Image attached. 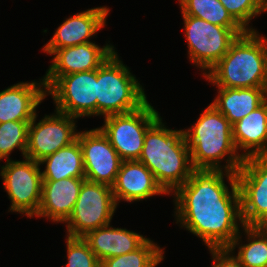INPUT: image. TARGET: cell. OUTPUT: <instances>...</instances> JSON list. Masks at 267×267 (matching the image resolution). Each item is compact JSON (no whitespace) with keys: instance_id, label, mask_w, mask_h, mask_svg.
<instances>
[{"instance_id":"277c9868","label":"cell","mask_w":267,"mask_h":267,"mask_svg":"<svg viewBox=\"0 0 267 267\" xmlns=\"http://www.w3.org/2000/svg\"><path fill=\"white\" fill-rule=\"evenodd\" d=\"M221 88H267V39L246 31L204 75Z\"/></svg>"},{"instance_id":"83f0119b","label":"cell","mask_w":267,"mask_h":267,"mask_svg":"<svg viewBox=\"0 0 267 267\" xmlns=\"http://www.w3.org/2000/svg\"><path fill=\"white\" fill-rule=\"evenodd\" d=\"M231 16L247 31H255L248 27L253 17L264 12L262 0H219ZM247 26V27H246Z\"/></svg>"},{"instance_id":"5bb4252c","label":"cell","mask_w":267,"mask_h":267,"mask_svg":"<svg viewBox=\"0 0 267 267\" xmlns=\"http://www.w3.org/2000/svg\"><path fill=\"white\" fill-rule=\"evenodd\" d=\"M115 51L114 46L104 47L93 42L55 50L51 65L43 78L47 89L58 77L76 72L92 71L99 68Z\"/></svg>"},{"instance_id":"7a4b0ae2","label":"cell","mask_w":267,"mask_h":267,"mask_svg":"<svg viewBox=\"0 0 267 267\" xmlns=\"http://www.w3.org/2000/svg\"><path fill=\"white\" fill-rule=\"evenodd\" d=\"M138 161L168 195L187 182L194 170L183 130L167 129L161 117L147 129Z\"/></svg>"},{"instance_id":"44dd1931","label":"cell","mask_w":267,"mask_h":267,"mask_svg":"<svg viewBox=\"0 0 267 267\" xmlns=\"http://www.w3.org/2000/svg\"><path fill=\"white\" fill-rule=\"evenodd\" d=\"M218 88L211 103L233 125L267 100V88Z\"/></svg>"},{"instance_id":"f546056e","label":"cell","mask_w":267,"mask_h":267,"mask_svg":"<svg viewBox=\"0 0 267 267\" xmlns=\"http://www.w3.org/2000/svg\"><path fill=\"white\" fill-rule=\"evenodd\" d=\"M263 2V8H264V12L267 11V0H262Z\"/></svg>"},{"instance_id":"4fadbf2b","label":"cell","mask_w":267,"mask_h":267,"mask_svg":"<svg viewBox=\"0 0 267 267\" xmlns=\"http://www.w3.org/2000/svg\"><path fill=\"white\" fill-rule=\"evenodd\" d=\"M77 139L83 153L85 179L113 186L123 160L99 129L78 132Z\"/></svg>"},{"instance_id":"cb8c5ba5","label":"cell","mask_w":267,"mask_h":267,"mask_svg":"<svg viewBox=\"0 0 267 267\" xmlns=\"http://www.w3.org/2000/svg\"><path fill=\"white\" fill-rule=\"evenodd\" d=\"M164 251L149 238L135 251L107 258L100 267H156L164 258Z\"/></svg>"},{"instance_id":"e0dca14e","label":"cell","mask_w":267,"mask_h":267,"mask_svg":"<svg viewBox=\"0 0 267 267\" xmlns=\"http://www.w3.org/2000/svg\"><path fill=\"white\" fill-rule=\"evenodd\" d=\"M42 87V88H41ZM44 81L20 82L0 92V123L32 121L36 107L45 99Z\"/></svg>"},{"instance_id":"5b68a950","label":"cell","mask_w":267,"mask_h":267,"mask_svg":"<svg viewBox=\"0 0 267 267\" xmlns=\"http://www.w3.org/2000/svg\"><path fill=\"white\" fill-rule=\"evenodd\" d=\"M97 116L124 114L142 107L148 100L129 68L113 52L97 68Z\"/></svg>"},{"instance_id":"7402d4cb","label":"cell","mask_w":267,"mask_h":267,"mask_svg":"<svg viewBox=\"0 0 267 267\" xmlns=\"http://www.w3.org/2000/svg\"><path fill=\"white\" fill-rule=\"evenodd\" d=\"M46 164L41 172L42 181H58L65 178H85L82 148L78 139L39 161Z\"/></svg>"},{"instance_id":"30bf717a","label":"cell","mask_w":267,"mask_h":267,"mask_svg":"<svg viewBox=\"0 0 267 267\" xmlns=\"http://www.w3.org/2000/svg\"><path fill=\"white\" fill-rule=\"evenodd\" d=\"M0 176L11 200L9 211L27 217L37 214L42 193V175L39 162L26 158L23 161L8 160L1 166Z\"/></svg>"},{"instance_id":"9c48e42d","label":"cell","mask_w":267,"mask_h":267,"mask_svg":"<svg viewBox=\"0 0 267 267\" xmlns=\"http://www.w3.org/2000/svg\"><path fill=\"white\" fill-rule=\"evenodd\" d=\"M236 177L244 226L267 228V154L245 158Z\"/></svg>"},{"instance_id":"8fae6325","label":"cell","mask_w":267,"mask_h":267,"mask_svg":"<svg viewBox=\"0 0 267 267\" xmlns=\"http://www.w3.org/2000/svg\"><path fill=\"white\" fill-rule=\"evenodd\" d=\"M60 113L75 118L97 116V69L58 77L47 89Z\"/></svg>"},{"instance_id":"ac0fdd59","label":"cell","mask_w":267,"mask_h":267,"mask_svg":"<svg viewBox=\"0 0 267 267\" xmlns=\"http://www.w3.org/2000/svg\"><path fill=\"white\" fill-rule=\"evenodd\" d=\"M85 178L42 181L41 202L36 217L65 223L71 215Z\"/></svg>"},{"instance_id":"2e32d148","label":"cell","mask_w":267,"mask_h":267,"mask_svg":"<svg viewBox=\"0 0 267 267\" xmlns=\"http://www.w3.org/2000/svg\"><path fill=\"white\" fill-rule=\"evenodd\" d=\"M112 191L117 205L120 200L131 203L167 194L157 183L153 173L138 160L122 162Z\"/></svg>"},{"instance_id":"484cf974","label":"cell","mask_w":267,"mask_h":267,"mask_svg":"<svg viewBox=\"0 0 267 267\" xmlns=\"http://www.w3.org/2000/svg\"><path fill=\"white\" fill-rule=\"evenodd\" d=\"M31 121H9L0 123V160H10L9 154L18 148L25 158L28 130Z\"/></svg>"},{"instance_id":"3957f363","label":"cell","mask_w":267,"mask_h":267,"mask_svg":"<svg viewBox=\"0 0 267 267\" xmlns=\"http://www.w3.org/2000/svg\"><path fill=\"white\" fill-rule=\"evenodd\" d=\"M183 133L194 169L225 168L226 172L236 173L243 164L244 158L238 154L233 141L232 124L212 104L200 114L197 122L187 130L184 129ZM226 156L227 164L222 167L221 160Z\"/></svg>"},{"instance_id":"f1b7e54d","label":"cell","mask_w":267,"mask_h":267,"mask_svg":"<svg viewBox=\"0 0 267 267\" xmlns=\"http://www.w3.org/2000/svg\"><path fill=\"white\" fill-rule=\"evenodd\" d=\"M209 251L213 256L212 267H244L229 248H209Z\"/></svg>"},{"instance_id":"ffe728a7","label":"cell","mask_w":267,"mask_h":267,"mask_svg":"<svg viewBox=\"0 0 267 267\" xmlns=\"http://www.w3.org/2000/svg\"><path fill=\"white\" fill-rule=\"evenodd\" d=\"M233 141L243 158L267 154V100L232 125Z\"/></svg>"},{"instance_id":"4316f807","label":"cell","mask_w":267,"mask_h":267,"mask_svg":"<svg viewBox=\"0 0 267 267\" xmlns=\"http://www.w3.org/2000/svg\"><path fill=\"white\" fill-rule=\"evenodd\" d=\"M66 243V267H100L101 263L83 237L67 236Z\"/></svg>"},{"instance_id":"9a60e30c","label":"cell","mask_w":267,"mask_h":267,"mask_svg":"<svg viewBox=\"0 0 267 267\" xmlns=\"http://www.w3.org/2000/svg\"><path fill=\"white\" fill-rule=\"evenodd\" d=\"M107 7H95L67 18L44 45L43 51L51 55L55 50L91 42L94 36L106 25Z\"/></svg>"},{"instance_id":"d4e9b609","label":"cell","mask_w":267,"mask_h":267,"mask_svg":"<svg viewBox=\"0 0 267 267\" xmlns=\"http://www.w3.org/2000/svg\"><path fill=\"white\" fill-rule=\"evenodd\" d=\"M248 243L240 244L237 258L244 267H267V228L243 226Z\"/></svg>"},{"instance_id":"603a6c76","label":"cell","mask_w":267,"mask_h":267,"mask_svg":"<svg viewBox=\"0 0 267 267\" xmlns=\"http://www.w3.org/2000/svg\"><path fill=\"white\" fill-rule=\"evenodd\" d=\"M182 16H195L226 28H243L219 0H178Z\"/></svg>"},{"instance_id":"7c38bea8","label":"cell","mask_w":267,"mask_h":267,"mask_svg":"<svg viewBox=\"0 0 267 267\" xmlns=\"http://www.w3.org/2000/svg\"><path fill=\"white\" fill-rule=\"evenodd\" d=\"M36 124L37 113L30 122L25 157L39 162L77 139L75 117L55 111Z\"/></svg>"},{"instance_id":"8992f818","label":"cell","mask_w":267,"mask_h":267,"mask_svg":"<svg viewBox=\"0 0 267 267\" xmlns=\"http://www.w3.org/2000/svg\"><path fill=\"white\" fill-rule=\"evenodd\" d=\"M189 59L206 75L227 52L231 43L247 30L211 24L195 16H183Z\"/></svg>"},{"instance_id":"d6986e66","label":"cell","mask_w":267,"mask_h":267,"mask_svg":"<svg viewBox=\"0 0 267 267\" xmlns=\"http://www.w3.org/2000/svg\"><path fill=\"white\" fill-rule=\"evenodd\" d=\"M83 239L99 262L138 249L148 238L127 229L112 228L110 224L89 231Z\"/></svg>"},{"instance_id":"ba28073f","label":"cell","mask_w":267,"mask_h":267,"mask_svg":"<svg viewBox=\"0 0 267 267\" xmlns=\"http://www.w3.org/2000/svg\"><path fill=\"white\" fill-rule=\"evenodd\" d=\"M117 203L112 187L85 180L67 223V236L84 237L89 231L110 224Z\"/></svg>"},{"instance_id":"6da1fadb","label":"cell","mask_w":267,"mask_h":267,"mask_svg":"<svg viewBox=\"0 0 267 267\" xmlns=\"http://www.w3.org/2000/svg\"><path fill=\"white\" fill-rule=\"evenodd\" d=\"M224 176L230 182L231 191ZM173 193L176 223L201 238L208 249L229 248L233 252L239 246L241 235L237 221L242 227L244 224L236 173L194 169L188 181Z\"/></svg>"},{"instance_id":"52a82bcc","label":"cell","mask_w":267,"mask_h":267,"mask_svg":"<svg viewBox=\"0 0 267 267\" xmlns=\"http://www.w3.org/2000/svg\"><path fill=\"white\" fill-rule=\"evenodd\" d=\"M159 117L158 111L147 101L135 111L106 116L99 129L123 161L138 160L146 131Z\"/></svg>"}]
</instances>
